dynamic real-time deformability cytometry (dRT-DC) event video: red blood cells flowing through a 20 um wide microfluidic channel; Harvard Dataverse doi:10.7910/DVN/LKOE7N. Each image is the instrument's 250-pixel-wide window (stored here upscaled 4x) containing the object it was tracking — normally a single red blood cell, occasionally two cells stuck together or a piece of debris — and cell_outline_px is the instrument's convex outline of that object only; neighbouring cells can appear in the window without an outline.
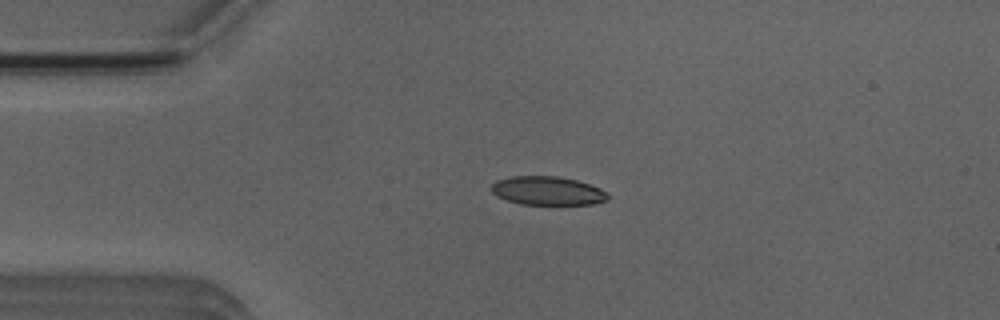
{"species": "Egyptian fruit bat (a non-hibernating species)", "species_latin": "Rousettus aegyptiacus", "temperature_condition": "room temperature", "stored_images_in_passage": 5, "camera_frame_rate_fps": 3000, "um_per_image_px": 0.085, "animal": {"sex": "male"}, "frame": {"image": 1, "passage_image": 4, "time_ms": 3.333, "image_size_px": [1000, 320], "cell_outline_px": [[608, 200], [592, 204], [520, 204], [496, 196], [492, 192], [492, 184], [496, 180], [512, 176], [556, 176], [576, 180], [600, 188], [608, 196]], "centroid_in_image_um": [46.51, 16.21], "position_along_channel_um": 38.5, "area_um2": 19.25}}